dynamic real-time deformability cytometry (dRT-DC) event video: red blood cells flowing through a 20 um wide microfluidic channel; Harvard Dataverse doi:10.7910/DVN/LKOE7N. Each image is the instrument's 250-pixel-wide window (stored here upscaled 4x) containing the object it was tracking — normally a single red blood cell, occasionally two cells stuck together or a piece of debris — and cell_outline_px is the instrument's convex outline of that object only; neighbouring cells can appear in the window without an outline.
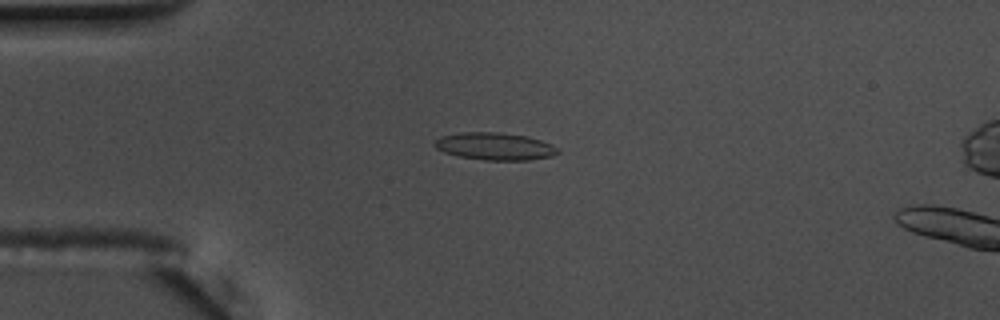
{"species": "common noctule bat (a hibernating species)", "species_latin": "Nyctalus noctula", "temperature_condition": "warm", "stored_images_in_passage": 57, "camera_frame_rate_fps": 3000, "um_per_image_px": 0.085, "animal": {"sex": "male", "body_mass_g": 17.5, "forearm_length_mm": 52.3}, "frame": {"image": 1, "passage_image": 15, "time_ms": 4.667, "image_size_px": [1000, 320], "cell_outline_px": [[560, 152], [552, 156], [528, 160], [484, 160], [460, 156], [444, 152], [436, 148], [432, 144], [440, 136], [460, 132], [496, 132], [524, 136], [540, 140], [552, 144]], "centroid_in_image_um": [42.03, 12.44], "position_along_channel_um": 43.0, "area_um2": 19.54}}
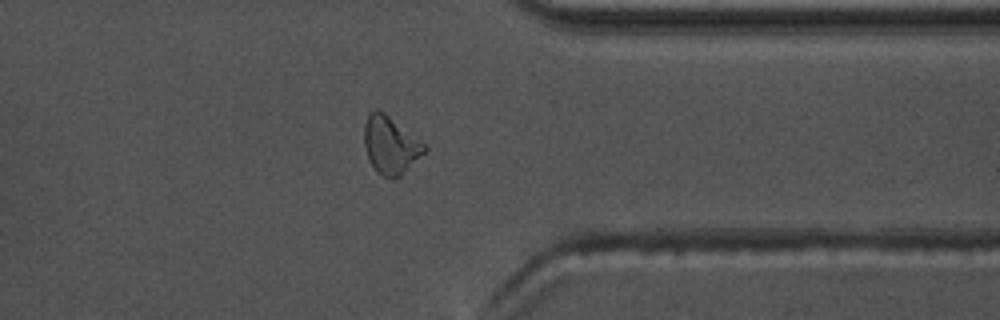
{"frame": {"image": 2, "passage_image": 45, "time_ms": 14.667, "image_size_px": [1000, 320], "cell_outline_px": [[428, 148], [400, 176], [392, 180], [376, 172], [364, 148], [364, 124], [368, 112], [376, 108], [384, 112], [428, 144]], "centroid_in_image_um": [33.19, 12.3], "position_along_channel_um": 378.2, "area_um2": 20.46}}
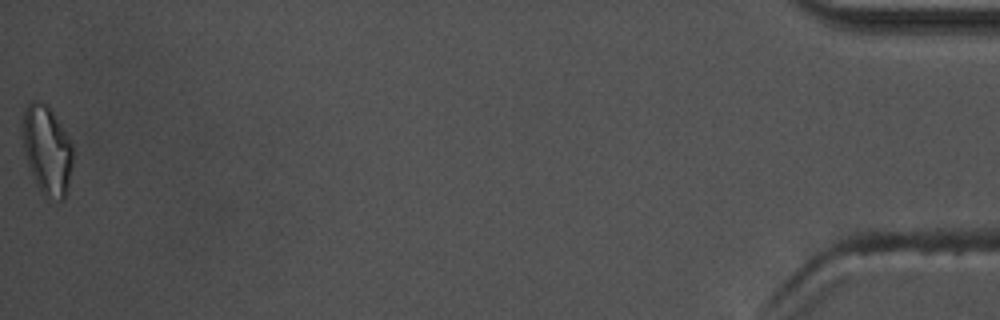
{"frame": {"image": 3, "passage_image": 57, "time_ms": 18.667, "image_size_px": [1000, 320], "cell_outline_px": [[72, 164], [68, 184], [64, 200], [60, 200], [44, 192], [36, 184], [28, 164], [24, 152], [20, 136], [20, 128], [24, 108], [32, 100], [40, 100], [48, 104], [72, 144]], "centroid_in_image_um": [3.94, 12.65], "position_along_channel_um": 431.3, "area_um2": 26.07}, "authors_computed_cell_mechanics": {"area_um2": 18.6694, "velocity_mm_per_s": 3.6453, "shape_relaxation_time_tau1_ms": 8.4384, "shape_relaxation_time_tau2_ms": 2.9932, "deformation_change_tau1": 0.2148, "deformation_change_tau2": 0.0992}}